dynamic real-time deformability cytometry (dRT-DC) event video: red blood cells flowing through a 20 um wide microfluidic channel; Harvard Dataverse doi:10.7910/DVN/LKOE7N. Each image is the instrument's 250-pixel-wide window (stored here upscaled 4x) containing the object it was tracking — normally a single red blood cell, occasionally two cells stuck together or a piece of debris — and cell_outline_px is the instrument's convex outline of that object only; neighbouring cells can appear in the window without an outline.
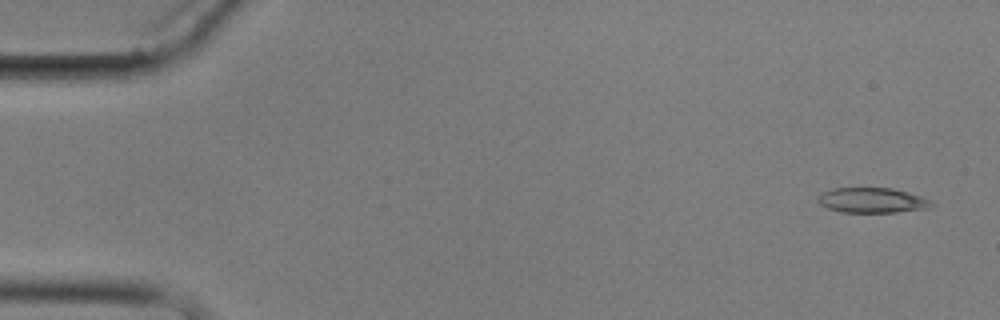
{"species": "common noctule bat (a hibernating species)", "species_latin": "Nyctalus noctula", "temperature_condition": "cold", "stored_images_in_passage": 5, "camera_frame_rate_fps": 3000, "um_per_image_px": 0.085, "animal": {"sex": "male", "body_mass_g": 17.9}, "frame": {"image": 1, "passage_image": 1, "time_ms": 0.0, "image_size_px": [1000, 320], "cell_outline_px": [[932, 204], [928, 208], [896, 212], [840, 212], [828, 208], [820, 204], [816, 200], [824, 192], [832, 188], [892, 188], [920, 196], [932, 200]], "centroid_in_image_um": [74.12, 17.03], "position_along_channel_um": 10.9, "area_um2": 16.42}}